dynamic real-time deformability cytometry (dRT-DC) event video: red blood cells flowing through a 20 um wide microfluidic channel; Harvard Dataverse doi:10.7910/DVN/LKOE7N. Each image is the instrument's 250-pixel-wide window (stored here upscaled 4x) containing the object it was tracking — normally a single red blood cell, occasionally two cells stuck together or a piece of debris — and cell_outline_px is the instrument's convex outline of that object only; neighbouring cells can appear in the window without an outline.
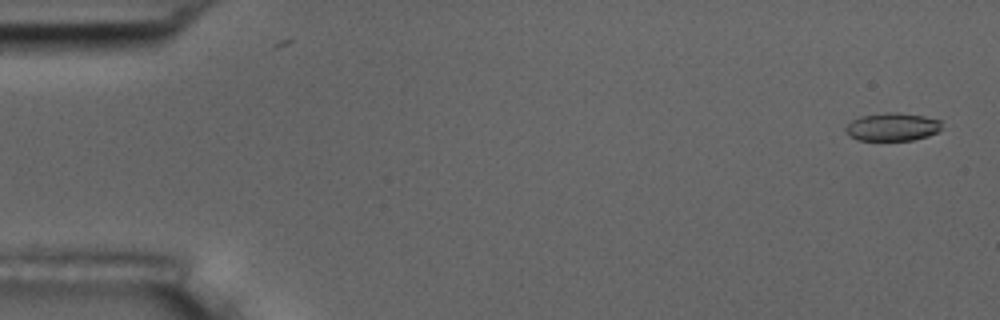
{"species": "common noctule bat (a hibernating species)", "species_latin": "Nyctalus noctula", "temperature_condition": "room temperature", "stored_images_in_passage": 5, "camera_frame_rate_fps": 3000, "um_per_image_px": 0.085, "animal": {"sex": "male", "body_mass_g": 17.5, "forearm_length_mm": 52.3}, "frame": {"image": 1, "passage_image": 1, "time_ms": 0.0, "image_size_px": [1000, 320], "cell_outline_px": [[940, 132], [928, 136], [912, 140], [856, 140], [848, 136], [844, 128], [852, 120], [860, 116], [884, 112], [896, 112], [924, 116], [940, 120]], "centroid_in_image_um": [75.82, 10.78], "position_along_channel_um": 9.2, "area_um2": 15.84}}
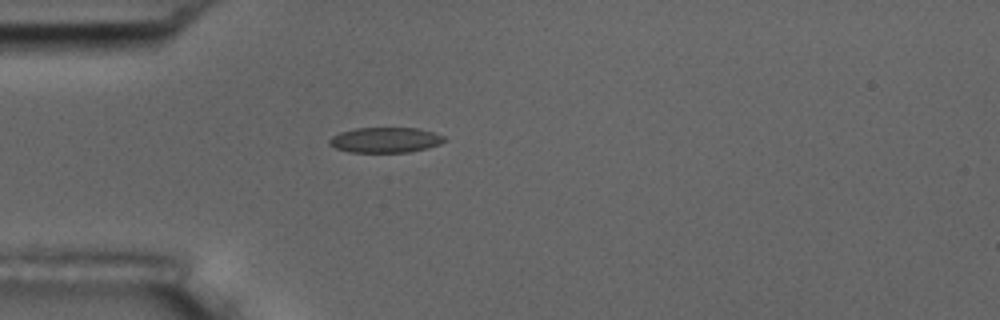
{"frame": {"image": 2, "passage_image": 5, "time_ms": 4.667, "image_size_px": [1000, 320], "cell_outline_px": [[448, 140], [440, 144], [428, 148], [408, 152], [348, 152], [336, 148], [328, 144], [328, 140], [332, 136], [340, 132], [356, 128], [420, 128], [444, 136]], "centroid_in_image_um": [32.76, 11.9], "position_along_channel_um": 52.2, "area_um2": 17.05}}